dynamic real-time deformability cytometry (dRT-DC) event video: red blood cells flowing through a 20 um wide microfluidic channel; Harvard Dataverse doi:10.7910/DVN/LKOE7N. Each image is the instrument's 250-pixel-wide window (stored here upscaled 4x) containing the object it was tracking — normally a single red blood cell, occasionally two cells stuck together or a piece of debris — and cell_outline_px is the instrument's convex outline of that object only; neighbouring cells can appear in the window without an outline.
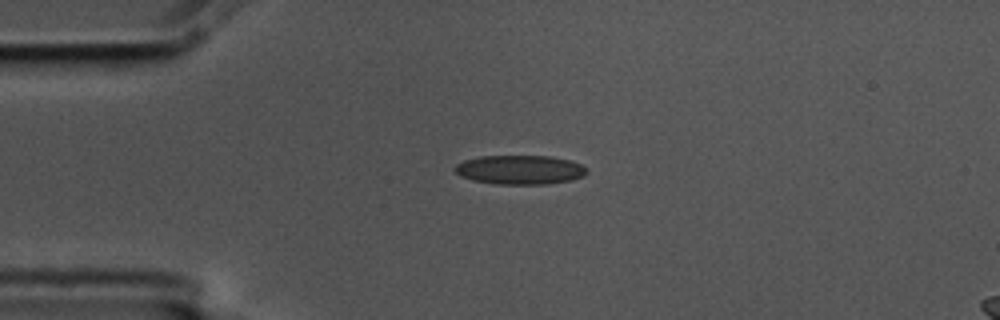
{"species": "common noctule bat (a hibernating species)", "species_latin": "Nyctalus noctula", "temperature_condition": "cold", "stored_images_in_passage": 30, "camera_frame_rate_fps": 3000, "um_per_image_px": 0.085, "animal": {"sex": "male", "body_mass_g": 17.5, "forearm_length_mm": 52.3}, "frame": {"image": 1, "passage_image": 1, "time_ms": 0.0, "image_size_px": [1000, 320], "cell_outline_px": [[588, 172], [584, 176], [572, 180], [548, 184], [496, 184], [472, 180], [460, 176], [452, 168], [456, 164], [464, 160], [480, 156], [552, 156], [572, 160], [588, 168]], "centroid_in_image_um": [44.22, 14.43], "position_along_channel_um": 40.8, "area_um2": 22.72}}
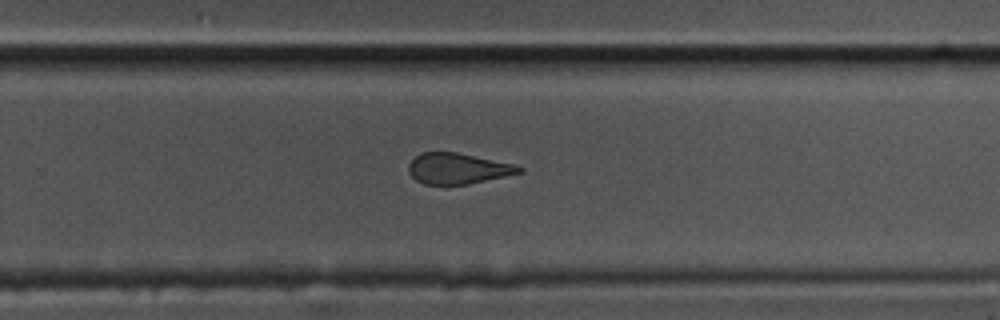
{"frame": {"image": 2, "passage_image": 24, "time_ms": 7.667, "image_size_px": [1000, 320], "cell_outline_px": [[524, 172], [468, 184], [424, 184], [416, 180], [408, 172], [408, 164], [420, 152], [456, 152], [512, 164], [524, 168]], "centroid_in_image_um": [38.89, 14.32], "position_along_channel_um": 290.9, "area_um2": 19.65}}
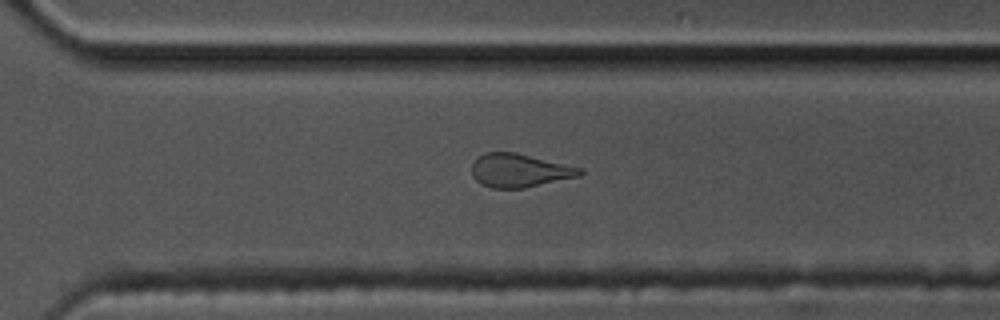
{"frame": {"image": 3, "passage_image": 27, "time_ms": 8.667, "image_size_px": [1000, 320], "cell_outline_px": [[584, 172], [580, 176], [524, 188], [492, 188], [480, 184], [472, 176], [472, 164], [476, 156], [488, 152], [516, 152], [580, 168]], "centroid_in_image_um": [44.11, 14.49], "position_along_channel_um": 326.5, "area_um2": 21.04}, "authors_computed_cell_mechanics": {"area_um2": 21.7328, "velocity_mm_per_s": 3.5627, "shape_relaxation_time_tau1_ms": null, "shape_relaxation_time_tau2_ms": 2.5098, "deformation_change_tau1": null, "deformation_change_tau2": 0.1067}}